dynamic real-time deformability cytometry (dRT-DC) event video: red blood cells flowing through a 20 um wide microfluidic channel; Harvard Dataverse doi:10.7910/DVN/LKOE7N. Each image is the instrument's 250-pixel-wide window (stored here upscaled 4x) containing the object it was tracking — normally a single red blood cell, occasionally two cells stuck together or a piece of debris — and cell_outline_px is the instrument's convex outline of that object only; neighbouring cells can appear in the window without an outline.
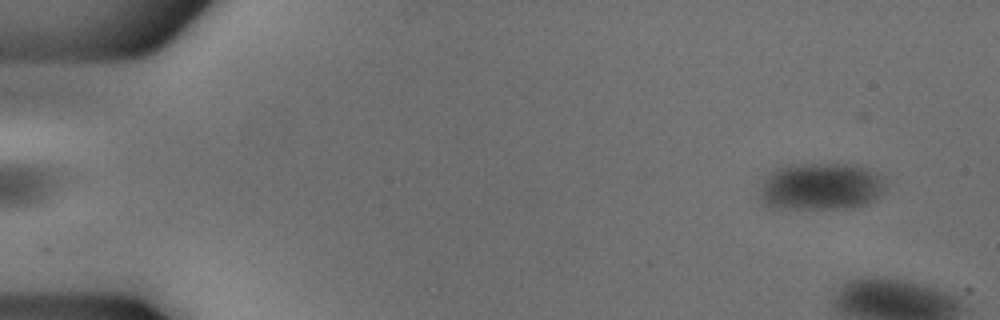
{"species": "common noctule bat (a hibernating species)", "species_latin": "Nyctalus noctula", "temperature_condition": "cold", "stored_images_in_passage": 10, "camera_frame_rate_fps": 3000, "um_per_image_px": 0.085, "animal": {"sex": "male", "body_mass_g": 18.8}, "frame": {"image": 1, "passage_image": 4, "time_ms": 1.0, "image_size_px": [1000, 320], "cell_outline_px": [[888, 180], [880, 196], [876, 200], [868, 204], [844, 208], [768, 208], [760, 204], [760, 188], [764, 176], [768, 172], [776, 168], [804, 164], [852, 164], [868, 168], [884, 176]], "centroid_in_image_um": [69.78, 15.86], "position_along_channel_um": 15.2, "area_um2": 35.32}}